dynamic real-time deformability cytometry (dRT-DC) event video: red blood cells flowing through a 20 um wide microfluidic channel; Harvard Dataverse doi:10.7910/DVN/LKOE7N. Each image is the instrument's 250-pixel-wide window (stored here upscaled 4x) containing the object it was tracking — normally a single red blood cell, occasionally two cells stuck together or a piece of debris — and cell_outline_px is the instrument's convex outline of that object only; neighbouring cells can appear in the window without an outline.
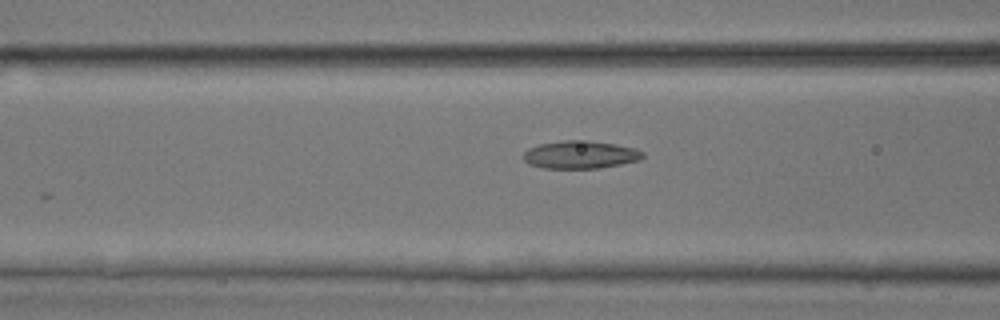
{"species": "common noctule bat (a hibernating species)", "species_latin": "Nyctalus noctula", "temperature_condition": "room temperature", "stored_images_in_passage": 9, "camera_frame_rate_fps": 3000, "um_per_image_px": 0.085, "animal": {"sex": "male", "body_mass_g": 17.9, "forearm_length_mm": 54.2}, "frame": {"image": 1, "passage_image": 7, "time_ms": 2.0, "image_size_px": [1000, 320], "cell_outline_px": [[644, 156], [640, 160], [600, 168], [544, 168], [528, 164], [524, 160], [524, 152], [528, 148], [540, 144], [560, 140], [588, 140], [616, 144], [636, 148], [644, 152]], "centroid_in_image_um": [49.34, 13.14], "position_along_channel_um": 117.3, "area_um2": 19.48}}